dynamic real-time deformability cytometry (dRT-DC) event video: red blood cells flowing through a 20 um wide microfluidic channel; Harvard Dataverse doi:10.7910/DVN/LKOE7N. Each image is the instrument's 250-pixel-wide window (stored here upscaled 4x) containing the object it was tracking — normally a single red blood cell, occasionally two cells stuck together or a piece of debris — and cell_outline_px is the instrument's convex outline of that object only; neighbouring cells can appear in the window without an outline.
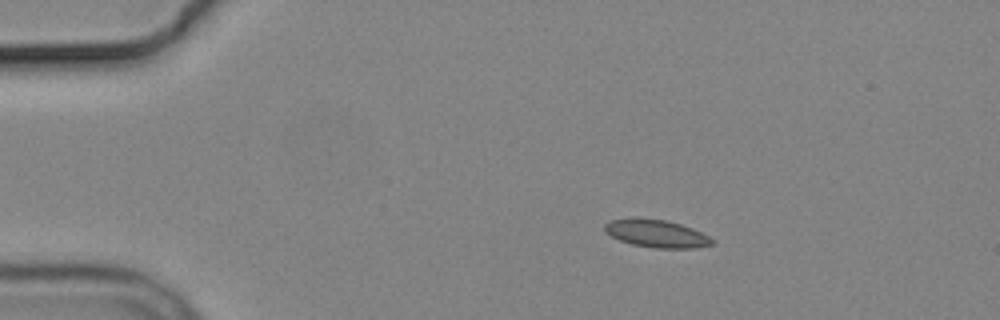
{"species": "common noctule bat (a hibernating species)", "species_latin": "Nyctalus noctula", "temperature_condition": "cold", "stored_images_in_passage": 4, "segment_of_instrument_passage": [1, 2], "camera_frame_rate_fps": 3000, "um_per_image_px": 0.085, "animal": {"sex": "male", "body_mass_g": 19.2, "forearm_length_mm": 51.8}, "frame": {"image": 1, "passage_image": 1, "time_ms": 0.0, "image_size_px": [1000, 320], "cell_outline_px": [[716, 244], [696, 248], [656, 248], [632, 244], [620, 240], [612, 236], [604, 228], [604, 224], [612, 220], [668, 220], [692, 228], [716, 240]], "centroid_in_image_um": [55.91, 19.9], "position_along_channel_um": 29.1, "area_um2": 16.76}}